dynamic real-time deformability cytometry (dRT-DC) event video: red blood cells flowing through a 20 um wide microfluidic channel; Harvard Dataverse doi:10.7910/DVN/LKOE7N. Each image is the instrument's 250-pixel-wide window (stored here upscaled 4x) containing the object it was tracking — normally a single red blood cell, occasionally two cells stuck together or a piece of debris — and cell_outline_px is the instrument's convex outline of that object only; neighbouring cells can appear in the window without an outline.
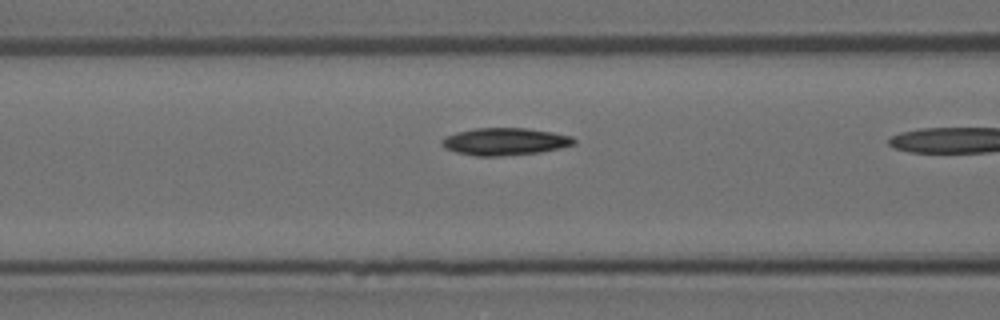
{"species": "Egyptian fruit bat (a non-hibernating species)", "species_latin": "Rousettus aegyptiacus", "temperature_condition": "room temperature", "stored_images_in_passage": 11, "camera_frame_rate_fps": 3000, "um_per_image_px": 0.085, "animal": {"sex": "female"}, "frame": {"image": 1, "passage_image": 10, "time_ms": 3.0, "image_size_px": [1000, 320], "cell_outline_px": [[576, 144], [560, 148], [540, 152], [500, 156], [476, 156], [456, 152], [444, 148], [440, 144], [440, 140], [444, 136], [456, 132], [476, 128], [524, 128], [552, 132], [572, 136], [576, 140]], "centroid_in_image_um": [42.88, 12.03], "position_along_channel_um": 123.7, "area_um2": 21.15}}